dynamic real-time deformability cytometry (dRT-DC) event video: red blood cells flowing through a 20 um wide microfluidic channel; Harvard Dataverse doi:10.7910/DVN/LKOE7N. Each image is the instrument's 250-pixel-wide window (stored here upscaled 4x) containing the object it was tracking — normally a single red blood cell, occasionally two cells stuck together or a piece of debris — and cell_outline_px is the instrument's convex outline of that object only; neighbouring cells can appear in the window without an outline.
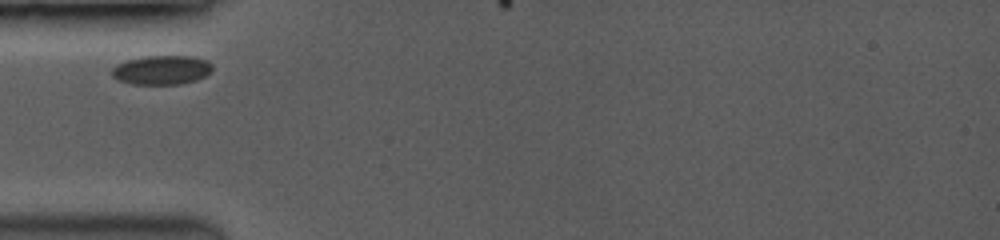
{"species": "common noctule bat (a hibernating species)", "species_latin": "Nyctalus noctula", "temperature_condition": "room temperature", "stored_images_in_passage": 4, "camera_frame_rate_fps": 3500, "um_per_image_px": 0.085, "animal": {"sex": "female", "body_mass_g": 19.0, "forearm_length_mm": 53.3}, "frame": {"image": 1, "passage_image": 1, "time_ms": 0.0, "image_size_px": [1000, 240], "cell_outline_px": [[212, 68], [204, 76], [196, 80], [180, 84], [132, 84], [116, 80], [112, 76], [112, 68], [116, 64], [128, 60], [144, 56], [192, 56], [204, 60], [212, 64]], "centroid_in_image_um": [13.69, 5.95], "position_along_channel_um": 71.3, "area_um2": 16.99}}